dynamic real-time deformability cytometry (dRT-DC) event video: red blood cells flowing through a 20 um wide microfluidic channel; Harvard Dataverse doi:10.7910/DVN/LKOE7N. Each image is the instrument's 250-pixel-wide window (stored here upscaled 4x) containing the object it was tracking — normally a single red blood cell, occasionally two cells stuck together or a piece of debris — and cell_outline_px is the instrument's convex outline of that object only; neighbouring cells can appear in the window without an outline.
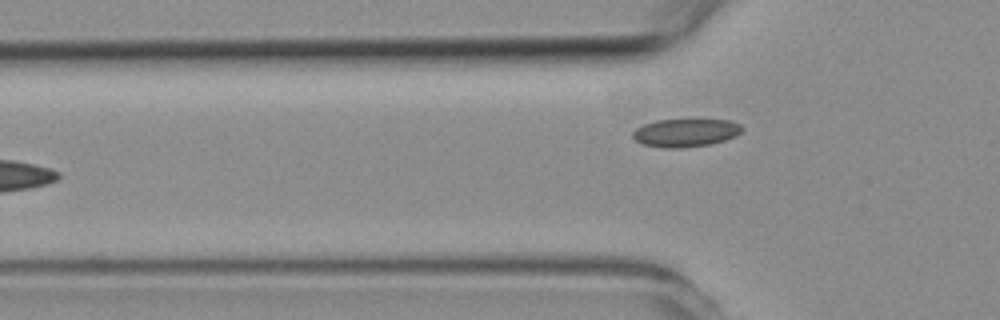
{"species": "common noctule bat (a hibernating species)", "species_latin": "Nyctalus noctula", "temperature_condition": "room temperature", "stored_images_in_passage": 5, "segment_of_instrument_passage": [1, 2], "camera_frame_rate_fps": 3000, "um_per_image_px": 0.085, "animal": {"sex": "female", "body_mass_g": 19.3, "forearm_length_mm": 54.1}, "frame": {"image": 1, "passage_image": 4, "time_ms": 4.0, "image_size_px": [1000, 320], "cell_outline_px": [[744, 128], [736, 136], [724, 140], [708, 144], [680, 148], [664, 148], [640, 144], [632, 136], [632, 132], [636, 128], [644, 124], [656, 120], [732, 120], [740, 124]], "centroid_in_image_um": [58.26, 11.28], "position_along_channel_um": 67.5, "area_um2": 17.86}}